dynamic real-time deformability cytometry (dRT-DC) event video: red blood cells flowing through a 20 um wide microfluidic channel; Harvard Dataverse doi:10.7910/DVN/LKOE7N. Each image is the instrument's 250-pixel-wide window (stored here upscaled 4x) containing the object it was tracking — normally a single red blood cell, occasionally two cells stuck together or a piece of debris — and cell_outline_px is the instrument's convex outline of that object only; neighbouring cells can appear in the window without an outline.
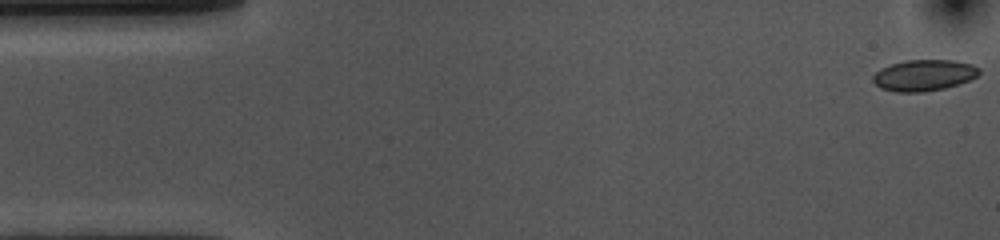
{"species": "common noctule bat (a hibernating species)", "species_latin": "Nyctalus noctula", "temperature_condition": "cold", "stored_images_in_passage": 54, "camera_frame_rate_fps": 3000, "um_per_image_px": 0.085, "animal": {"sex": "female", "body_mass_g": 10.0, "forearm_length_mm": 53.1}, "frame": {"image": 1, "passage_image": 1, "time_ms": 0.0, "image_size_px": [1000, 240], "cell_outline_px": [[980, 72], [976, 76], [960, 84], [944, 88], [924, 92], [896, 92], [880, 88], [872, 80], [872, 76], [880, 68], [904, 60], [956, 60], [972, 64], [980, 68]], "centroid_in_image_um": [78.53, 6.39], "position_along_channel_um": 6.5, "area_um2": 19.42}}
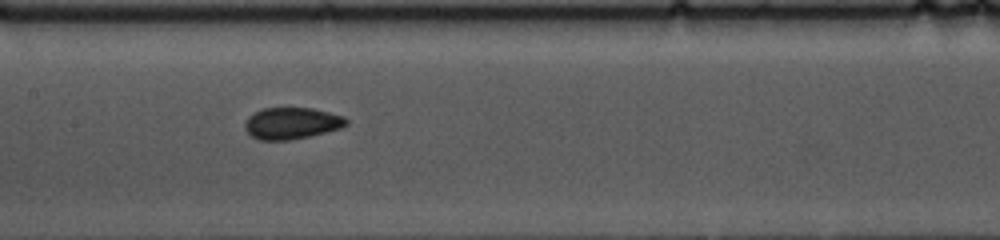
{"frame": {"image": 2, "passage_image": 25, "time_ms": 8.0, "image_size_px": [1000, 240], "cell_outline_px": [[348, 124], [340, 128], [292, 140], [260, 140], [252, 136], [244, 128], [244, 124], [248, 116], [264, 108], [312, 108], [344, 116], [348, 120]], "centroid_in_image_um": [24.79, 10.47], "position_along_channel_um": 182.6, "area_um2": 18.55}}
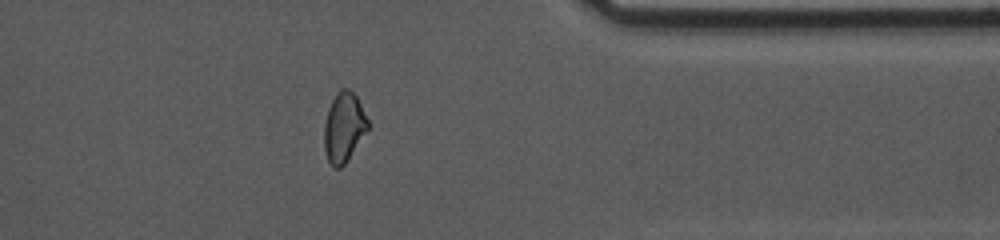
{"frame": {"image": 3, "passage_image": 43, "time_ms": 14.0, "image_size_px": [1000, 240], "cell_outline_px": [[368, 132], [344, 164], [340, 168], [332, 168], [328, 160], [324, 148], [324, 124], [328, 108], [336, 92], [340, 88], [348, 88], [356, 96], [368, 120]], "centroid_in_image_um": [29.22, 10.82], "position_along_channel_um": 382.2, "area_um2": 17.86}, "authors_computed_cell_mechanics": {"area_um2": 18.6694, "velocity_mm_per_s": 3.6163, "shape_relaxation_time_tau1_ms": 6.8786, "shape_relaxation_time_tau2_ms": 2.4246, "deformation_change_tau1": 0.1159, "deformation_change_tau2": 0.0503}}